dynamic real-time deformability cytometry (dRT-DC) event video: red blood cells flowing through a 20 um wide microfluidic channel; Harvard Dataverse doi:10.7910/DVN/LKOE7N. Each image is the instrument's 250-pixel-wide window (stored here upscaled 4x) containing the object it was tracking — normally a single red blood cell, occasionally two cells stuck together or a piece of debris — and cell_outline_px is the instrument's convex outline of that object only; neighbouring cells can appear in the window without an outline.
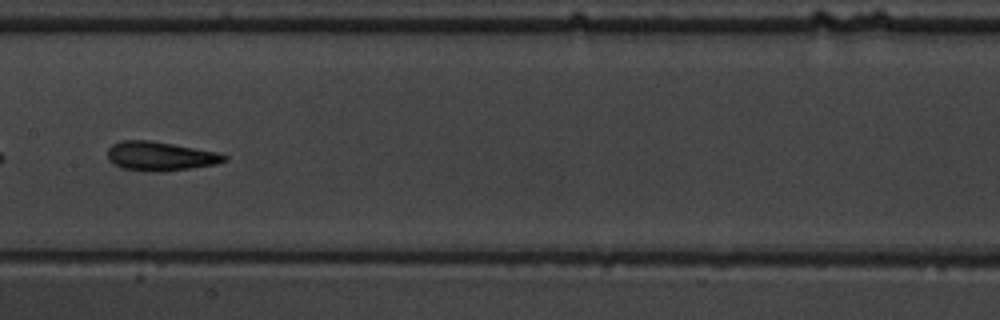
{"species": "common noctule bat (a hibernating species)", "species_latin": "Nyctalus noctula", "temperature_condition": "warm", "stored_images_in_passage": 37, "camera_frame_rate_fps": 3000, "um_per_image_px": 0.085, "animal": {"sex": "male", "body_mass_g": 19.5, "forearm_length_mm": 54.6}, "frame": {"image": 1, "passage_image": 11, "time_ms": 3.333, "image_size_px": [1000, 320], "cell_outline_px": [[228, 160], [216, 164], [160, 172], [152, 172], [120, 168], [112, 164], [108, 160], [108, 148], [112, 144], [120, 140], [148, 140], [172, 144], [216, 152], [228, 156]], "centroid_in_image_um": [13.57, 13.28], "position_along_channel_um": 193.8, "area_um2": 19.77}, "authors_computed_cell_mechanics": {"area_um2": 19.074, "velocity_mm_per_s": 3.6622, "shape_relaxation_time_tau1_ms": 4.4198, "shape_relaxation_time_tau2_ms": 1.7833, "deformation_change_tau1": 0.1472, "deformation_change_tau2": 0.0967}}